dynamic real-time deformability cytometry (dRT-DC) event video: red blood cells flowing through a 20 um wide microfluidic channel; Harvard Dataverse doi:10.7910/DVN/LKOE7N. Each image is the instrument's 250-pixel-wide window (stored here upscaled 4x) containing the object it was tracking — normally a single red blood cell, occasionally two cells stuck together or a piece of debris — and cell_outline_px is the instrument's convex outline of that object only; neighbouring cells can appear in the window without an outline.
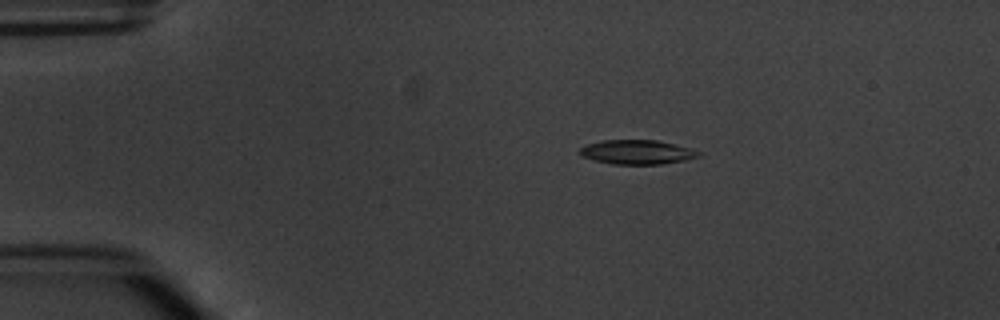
{"species": "common noctule bat (a hibernating species)", "species_latin": "Nyctalus noctula", "temperature_condition": "warm", "stored_images_in_passage": 7, "camera_frame_rate_fps": 3000, "um_per_image_px": 0.085, "animal": {"sex": "male", "body_mass_g": 20.1, "forearm_length_mm": 53.5}, "frame": {"image": 1, "passage_image": 4, "time_ms": 3.333, "image_size_px": [1000, 320], "cell_outline_px": [[700, 156], [684, 160], [660, 164], [612, 164], [596, 160], [584, 156], [580, 152], [580, 148], [588, 144], [604, 140], [656, 140], [692, 148], [700, 152]], "centroid_in_image_um": [54.19, 12.92], "position_along_channel_um": 30.8, "area_um2": 16.53}}
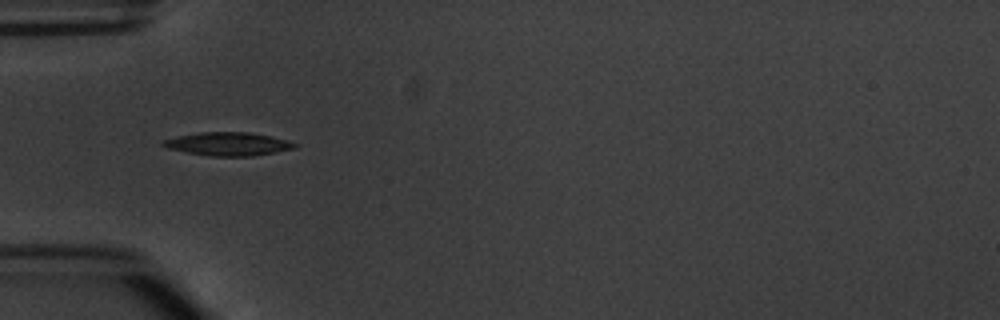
{"frame": {"image": 2, "passage_image": 6, "time_ms": 5.667, "image_size_px": [1000, 320], "cell_outline_px": [[300, 144], [296, 148], [276, 152], [252, 156], [208, 156], [168, 148], [160, 144], [160, 140], [176, 136], [200, 132], [248, 132], [272, 136], [288, 140]], "centroid_in_image_um": [19.4, 12.23], "position_along_channel_um": 65.6, "area_um2": 18.09}}